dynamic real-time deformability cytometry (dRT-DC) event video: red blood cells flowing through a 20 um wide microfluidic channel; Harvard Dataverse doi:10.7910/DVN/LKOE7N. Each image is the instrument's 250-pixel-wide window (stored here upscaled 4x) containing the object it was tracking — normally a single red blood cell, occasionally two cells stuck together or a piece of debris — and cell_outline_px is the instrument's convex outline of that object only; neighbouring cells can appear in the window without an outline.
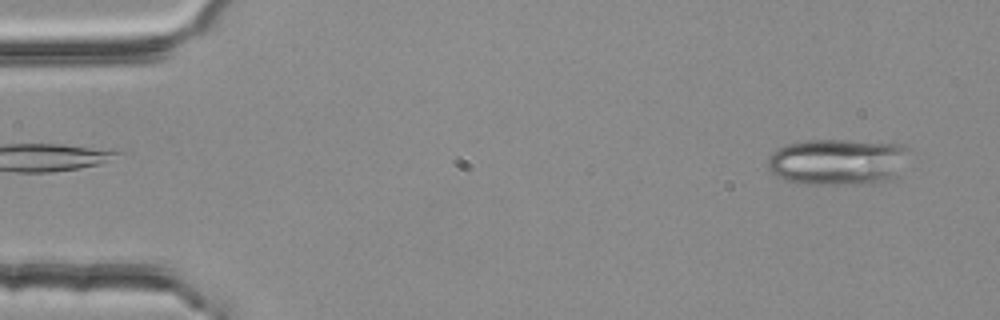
{"species": "common noctule bat (a hibernating species)", "species_latin": "Nyctalus noctula", "temperature_condition": "room temperature", "stored_images_in_passage": 2, "camera_frame_rate_fps": 3000, "um_per_image_px": 0.085, "animal": {"sex": "female", "body_mass_g": 25.1}, "frame": {"image": 1, "passage_image": 2, "time_ms": 0.333, "image_size_px": [1000, 320], "cell_outline_px": [[908, 148], [900, 180], [832, 184], [804, 184], [788, 180], [776, 176], [768, 168], [768, 156], [776, 148], [784, 144], [808, 140], [848, 140], [904, 144]], "centroid_in_image_um": [71.23, 13.74], "position_along_channel_um": 13.8, "area_um2": 38.55}}